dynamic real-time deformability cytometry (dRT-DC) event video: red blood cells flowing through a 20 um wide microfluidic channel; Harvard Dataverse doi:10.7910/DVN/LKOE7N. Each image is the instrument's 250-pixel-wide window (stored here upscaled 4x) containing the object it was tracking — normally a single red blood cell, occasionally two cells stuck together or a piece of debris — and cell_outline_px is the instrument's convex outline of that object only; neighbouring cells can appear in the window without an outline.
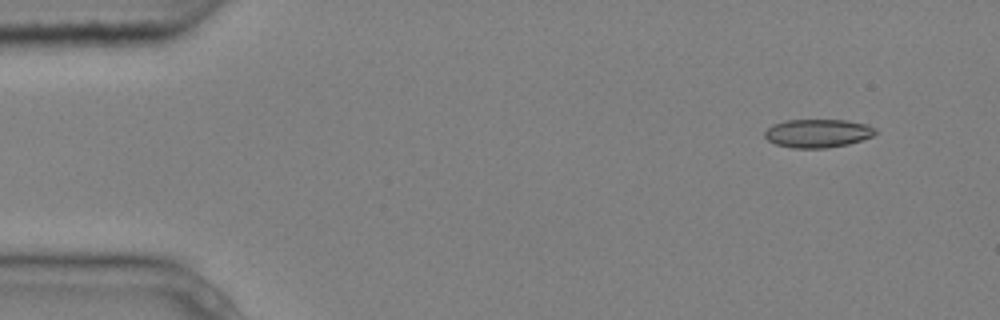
{"species": "common noctule bat (a hibernating species)", "species_latin": "Nyctalus noctula", "temperature_condition": "cold", "stored_images_in_passage": 5, "camera_frame_rate_fps": 3000, "um_per_image_px": 0.085, "animal": {"sex": "male", "body_mass_g": 20.4}, "frame": {"image": 1, "passage_image": 5, "time_ms": 1.333, "image_size_px": [1000, 320], "cell_outline_px": [[876, 132], [872, 136], [848, 144], [824, 148], [792, 148], [776, 144], [768, 140], [764, 136], [764, 132], [772, 124], [788, 120], [844, 120], [868, 124], [876, 128]], "centroid_in_image_um": [69.5, 11.32], "position_along_channel_um": 15.5, "area_um2": 18.26}}